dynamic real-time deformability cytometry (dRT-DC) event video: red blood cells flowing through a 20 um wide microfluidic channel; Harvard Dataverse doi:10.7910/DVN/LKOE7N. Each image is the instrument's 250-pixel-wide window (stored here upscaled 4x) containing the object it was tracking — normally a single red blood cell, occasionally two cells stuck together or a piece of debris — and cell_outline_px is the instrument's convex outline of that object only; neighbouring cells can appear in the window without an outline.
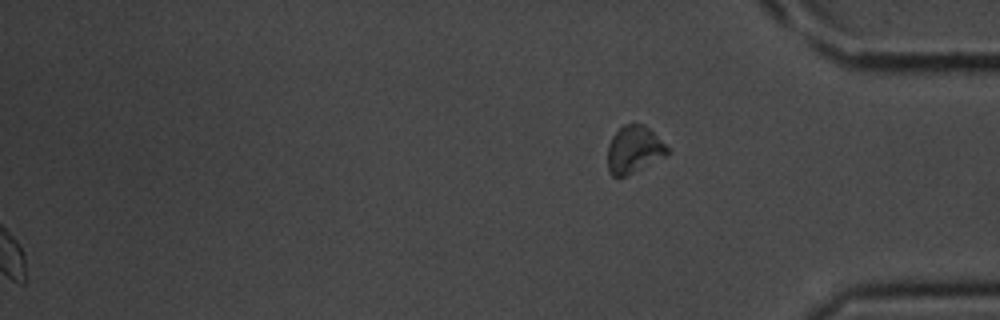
{"species": "common noctule bat (a hibernating species)", "species_latin": "Nyctalus noctula", "temperature_condition": "room temperature", "stored_images_in_passage": 35, "segment_of_instrument_passage": [2, 2], "camera_frame_rate_fps": 3000, "um_per_image_px": 0.085, "animal": {"sex": "male", "body_mass_g": 20.1, "forearm_length_mm": 53.5}, "frame": {"image": 1, "passage_image": 35, "time_ms": 11.333, "image_size_px": [1000, 320], "cell_outline_px": [[668, 152], [664, 156], [624, 176], [612, 176], [608, 168], [608, 144], [612, 136], [624, 124], [644, 124], [668, 148]], "centroid_in_image_um": [53.84, 12.69], "position_along_channel_um": 381.4, "area_um2": 15.84}}